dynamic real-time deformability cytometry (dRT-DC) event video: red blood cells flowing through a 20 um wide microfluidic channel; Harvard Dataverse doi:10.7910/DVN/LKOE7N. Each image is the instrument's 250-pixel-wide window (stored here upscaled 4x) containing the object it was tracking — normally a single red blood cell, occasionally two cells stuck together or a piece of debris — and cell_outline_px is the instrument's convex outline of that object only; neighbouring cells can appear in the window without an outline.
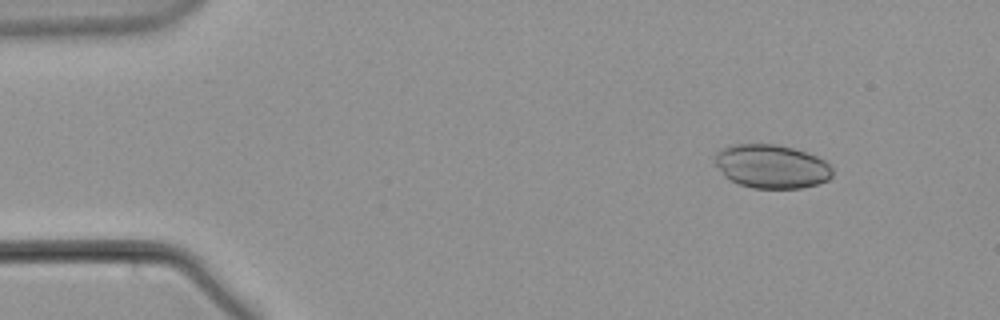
{"species": "common noctule bat (a hibernating species)", "species_latin": "Nyctalus noctula", "temperature_condition": "warm", "stored_images_in_passage": 9, "camera_frame_rate_fps": 3000, "um_per_image_px": 0.085, "animal": {"sex": "male", "body_mass_g": 21.5, "forearm_length_mm": 52.0}, "frame": {"image": 1, "passage_image": 1, "time_ms": 0.0, "image_size_px": [1000, 320], "cell_outline_px": [[832, 176], [828, 180], [816, 184], [800, 188], [752, 188], [740, 184], [724, 176], [712, 160], [716, 152], [720, 148], [732, 144], [776, 144], [792, 148], [816, 156], [824, 160], [832, 168]], "centroid_in_image_um": [65.53, 14.13], "position_along_channel_um": 19.5, "area_um2": 30.0}}